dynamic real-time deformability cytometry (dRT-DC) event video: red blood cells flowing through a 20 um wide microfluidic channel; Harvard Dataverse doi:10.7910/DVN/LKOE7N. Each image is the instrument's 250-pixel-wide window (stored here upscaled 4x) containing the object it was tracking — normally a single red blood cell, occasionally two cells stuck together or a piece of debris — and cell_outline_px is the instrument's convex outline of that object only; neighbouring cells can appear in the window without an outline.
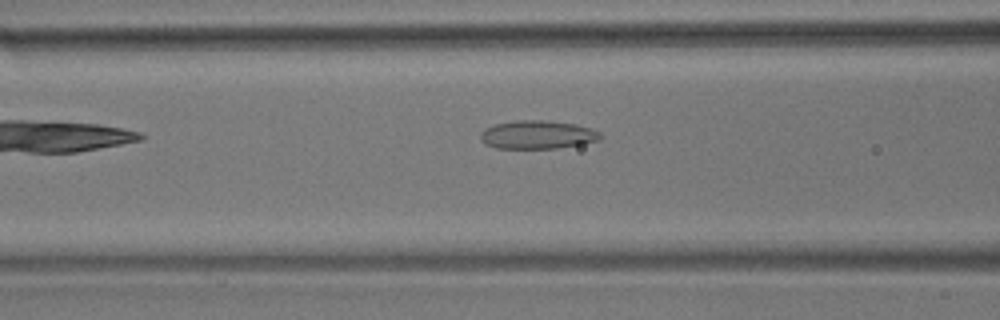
{"species": "common noctule bat (a hibernating species)", "species_latin": "Nyctalus noctula", "temperature_condition": "room temperature", "stored_images_in_passage": 38, "camera_frame_rate_fps": 3000, "um_per_image_px": 0.085, "animal": {"sex": "male", "body_mass_g": 17.9}, "frame": {"image": 1, "passage_image": 5, "time_ms": 1.333, "image_size_px": [1000, 320], "cell_outline_px": [[604, 136], [600, 140], [560, 148], [496, 148], [484, 144], [480, 140], [480, 132], [484, 128], [496, 124], [516, 120], [548, 120], [576, 124], [592, 128], [600, 132]], "centroid_in_image_um": [45.7, 11.44], "position_along_channel_um": 120.9, "area_um2": 20.11}}
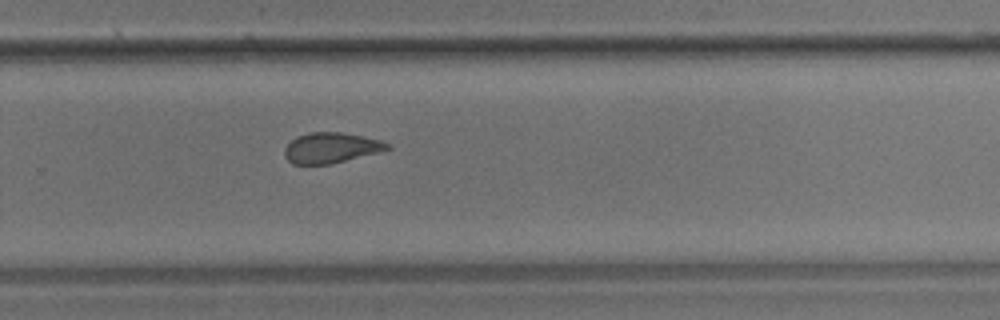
{"frame": {"image": 2, "passage_image": 20, "time_ms": 6.333, "image_size_px": [1000, 320], "cell_outline_px": [[392, 148], [380, 152], [332, 164], [292, 164], [284, 156], [284, 148], [296, 136], [308, 132], [340, 132], [364, 136], [380, 140], [388, 144]], "centroid_in_image_um": [28.13, 12.56], "position_along_channel_um": 301.7, "area_um2": 18.38}}
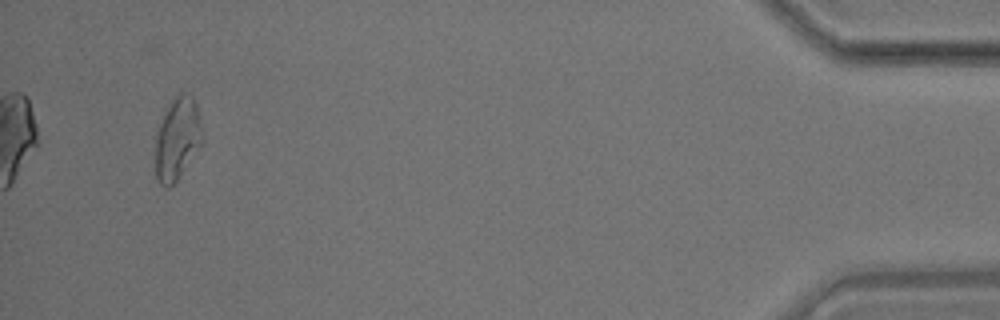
{"frame": {"image": 3, "passage_image": 36, "time_ms": 11.667, "image_size_px": [1000, 320], "cell_outline_px": [[204, 140], [176, 180], [168, 188], [164, 188], [156, 180], [156, 132], [164, 112], [172, 100], [180, 92], [184, 92], [192, 96], [196, 104], [204, 136]], "centroid_in_image_um": [15.07, 11.78], "position_along_channel_um": 420.1, "area_um2": 22.43}}